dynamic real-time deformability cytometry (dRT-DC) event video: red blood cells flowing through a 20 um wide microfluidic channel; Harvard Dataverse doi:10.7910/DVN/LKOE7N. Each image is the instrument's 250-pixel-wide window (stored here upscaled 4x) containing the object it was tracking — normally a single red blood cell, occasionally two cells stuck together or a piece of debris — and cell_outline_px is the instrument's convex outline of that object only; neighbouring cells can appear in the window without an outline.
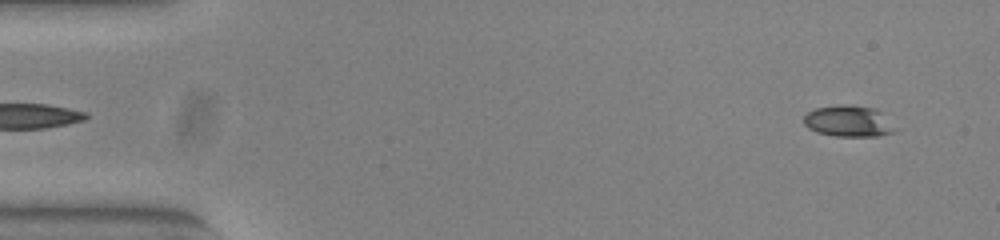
{"species": "common noctule bat (a hibernating species)", "species_latin": "Nyctalus noctula", "temperature_condition": "warm", "stored_images_in_passage": 52, "camera_frame_rate_fps": 3000, "um_per_image_px": 0.085, "animal": {"sex": "female", "body_mass_g": 23.0, "forearm_length_mm": 53.4}, "frame": {"image": 1, "passage_image": 3, "time_ms": 0.667, "image_size_px": [1000, 240], "cell_outline_px": [[900, 128], [896, 132], [880, 136], [836, 136], [816, 132], [808, 128], [804, 124], [804, 116], [808, 112], [816, 108], [840, 104], [876, 108], [884, 112]], "centroid_in_image_um": [72.24, 10.3], "position_along_channel_um": 12.8, "area_um2": 17.17}}
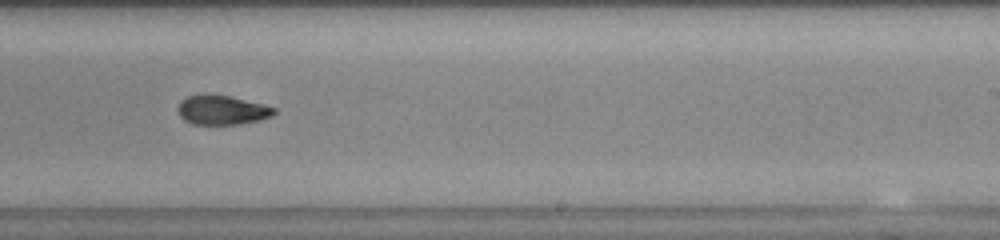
{"frame": {"image": 2, "passage_image": 32, "time_ms": 10.333, "image_size_px": [1000, 240], "cell_outline_px": [[276, 112], [272, 116], [256, 120], [236, 124], [192, 124], [184, 120], [180, 116], [176, 108], [180, 100], [188, 96], [228, 96], [264, 104], [276, 108]], "centroid_in_image_um": [18.85, 9.37], "position_along_channel_um": 270.1, "area_um2": 16.07}}
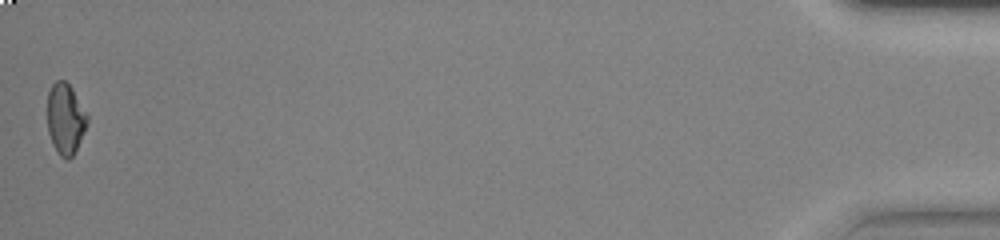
{"frame": {"image": 3, "passage_image": 52, "time_ms": 17.0, "image_size_px": [1000, 240], "cell_outline_px": [[88, 120], [84, 132], [72, 156], [68, 160], [60, 156], [52, 144], [48, 132], [48, 92], [52, 84], [56, 80], [64, 80], [72, 88], [88, 116]], "centroid_in_image_um": [5.55, 10.09], "position_along_channel_um": 429.7, "area_um2": 16.3}, "authors_computed_cell_mechanics": {"area_um2": 17.0221, "velocity_mm_per_s": 3.8933, "shape_relaxation_time_tau1_ms": 8.9801, "shape_relaxation_time_tau2_ms": 2.4406, "deformation_change_tau1": 0.2506, "deformation_change_tau2": 0.0755}}